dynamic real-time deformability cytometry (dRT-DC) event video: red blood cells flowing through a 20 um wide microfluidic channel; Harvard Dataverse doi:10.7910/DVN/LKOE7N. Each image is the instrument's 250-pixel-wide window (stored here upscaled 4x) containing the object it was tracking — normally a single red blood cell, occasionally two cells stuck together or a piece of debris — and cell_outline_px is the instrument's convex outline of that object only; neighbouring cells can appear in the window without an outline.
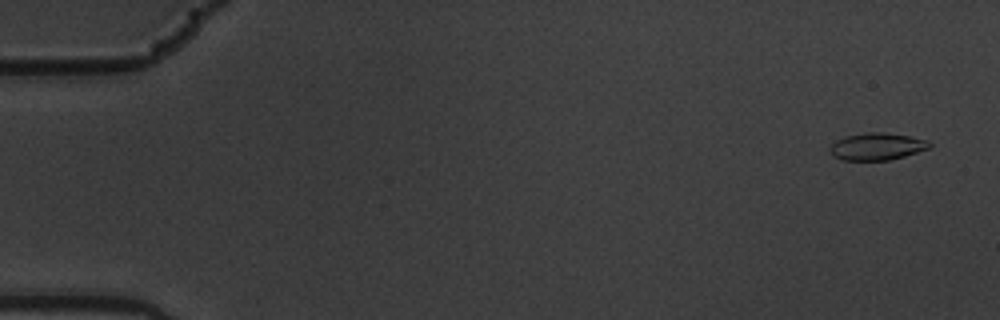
{"species": "common noctule bat (a hibernating species)", "species_latin": "Nyctalus noctula", "temperature_condition": "warm", "stored_images_in_passage": 7, "camera_frame_rate_fps": 3000, "um_per_image_px": 0.085, "animal": {"sex": "male", "body_mass_g": 19.5, "forearm_length_mm": 54.6}, "frame": {"image": 1, "passage_image": 1, "time_ms": 0.0, "image_size_px": [1000, 320], "cell_outline_px": [[932, 144], [928, 148], [904, 156], [888, 160], [840, 160], [832, 156], [828, 152], [828, 148], [836, 140], [844, 136], [868, 132], [884, 132], [908, 136], [928, 140]], "centroid_in_image_um": [74.47, 12.45], "position_along_channel_um": 10.5, "area_um2": 15.84}}
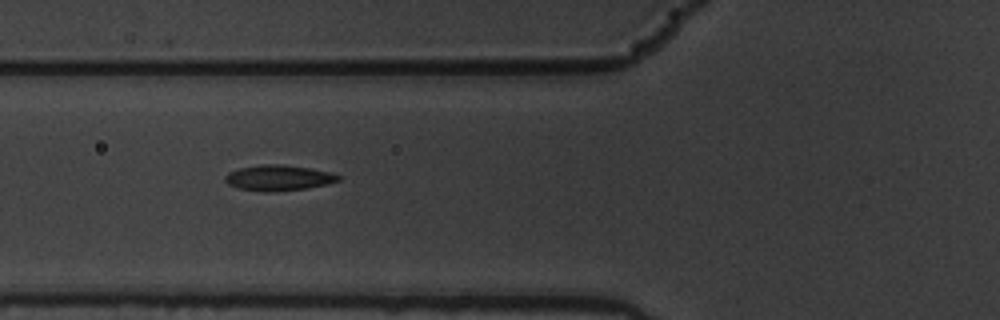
{"frame": {"image": 2, "passage_image": 6, "time_ms": 1.667, "image_size_px": [1000, 320], "cell_outline_px": [[340, 180], [328, 184], [304, 188], [268, 192], [264, 192], [236, 188], [228, 184], [224, 180], [224, 176], [228, 172], [240, 168], [260, 164], [280, 164], [308, 168], [332, 172], [340, 176]], "centroid_in_image_um": [23.64, 15.11], "position_along_channel_um": 102.2, "area_um2": 16.88}}
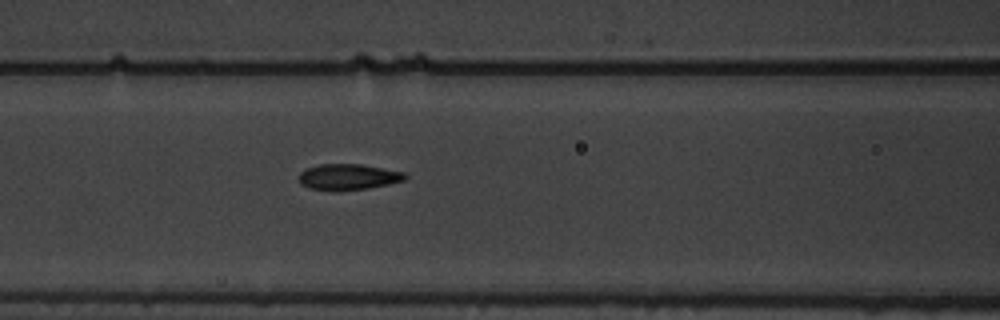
{"frame": {"image": 3, "passage_image": 7, "time_ms": 2.0, "image_size_px": [1000, 320], "cell_outline_px": [[408, 176], [404, 180], [388, 184], [368, 188], [332, 192], [308, 188], [300, 184], [296, 176], [304, 168], [320, 164], [360, 164], [404, 172]], "centroid_in_image_um": [29.51, 15.05], "position_along_channel_um": 137.1, "area_um2": 16.42}}